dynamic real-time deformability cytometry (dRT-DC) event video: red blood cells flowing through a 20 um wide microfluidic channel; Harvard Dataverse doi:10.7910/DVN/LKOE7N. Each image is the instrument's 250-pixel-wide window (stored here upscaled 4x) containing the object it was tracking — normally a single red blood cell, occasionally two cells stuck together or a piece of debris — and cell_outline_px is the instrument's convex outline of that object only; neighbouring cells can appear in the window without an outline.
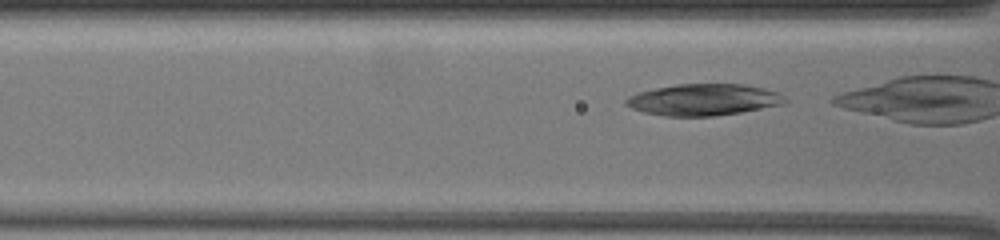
{"species": "common noctule bat (a hibernating species)", "species_latin": "Nyctalus noctula", "temperature_condition": "warm", "stored_images_in_passage": 13, "camera_frame_rate_fps": 3000, "um_per_image_px": 0.085, "animal": {"sex": "female", "body_mass_g": 19.5, "forearm_length_mm": 54.1}, "frame": {"image": 1, "passage_image": 11, "time_ms": 3.333, "image_size_px": [1000, 240], "cell_outline_px": [[788, 100], [784, 104], [740, 112], [716, 116], [664, 116], [644, 112], [632, 108], [624, 104], [624, 100], [628, 96], [636, 92], [676, 84], [744, 84], [764, 88], [780, 92]], "centroid_in_image_um": [59.8, 8.47], "position_along_channel_um": 106.8, "area_um2": 29.42}}